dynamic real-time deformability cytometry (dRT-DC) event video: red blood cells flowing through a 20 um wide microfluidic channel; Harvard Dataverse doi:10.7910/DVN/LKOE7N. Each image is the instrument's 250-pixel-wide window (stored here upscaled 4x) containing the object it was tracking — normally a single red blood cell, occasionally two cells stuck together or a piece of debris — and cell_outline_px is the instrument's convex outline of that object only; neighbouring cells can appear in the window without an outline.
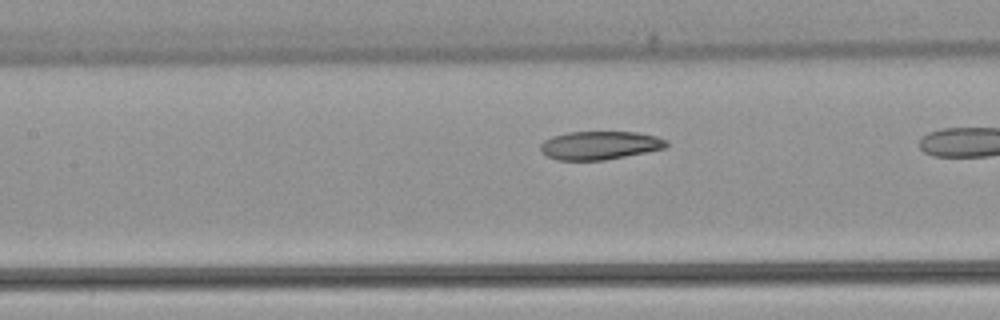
{"species": "common noctule bat (a hibernating species)", "species_latin": "Nyctalus noctula", "temperature_condition": "warm", "stored_images_in_passage": 25, "camera_frame_rate_fps": 3000, "um_per_image_px": 0.085, "animal": {"sex": "female", "body_mass_g": 22.7, "forearm_length_mm": 54.2}, "frame": {"image": 1, "passage_image": 8, "time_ms": 2.333, "image_size_px": [1000, 320], "cell_outline_px": [[668, 144], [664, 148], [604, 160], [556, 160], [548, 156], [540, 148], [540, 144], [544, 140], [552, 136], [568, 132], [636, 132], [656, 136], [668, 140]], "centroid_in_image_um": [50.97, 12.34], "position_along_channel_um": 156.4, "area_um2": 20.63}}